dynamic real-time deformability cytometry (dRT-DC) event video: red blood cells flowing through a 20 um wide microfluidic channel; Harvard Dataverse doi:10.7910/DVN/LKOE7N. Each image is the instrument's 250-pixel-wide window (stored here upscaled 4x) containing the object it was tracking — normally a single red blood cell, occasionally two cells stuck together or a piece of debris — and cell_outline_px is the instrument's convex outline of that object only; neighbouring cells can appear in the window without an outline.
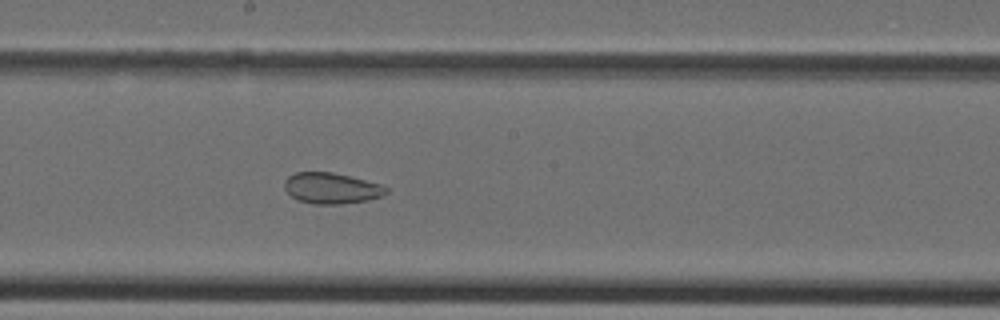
{"species": "Egyptian fruit bat (a non-hibernating species)", "species_latin": "Rousettus aegyptiacus", "temperature_condition": "cold", "stored_images_in_passage": 38, "camera_frame_rate_fps": 3000, "um_per_image_px": 0.085, "animal": {"sex": "female"}, "frame": {"image": 1, "passage_image": 20, "time_ms": 6.333, "image_size_px": [1000, 320], "cell_outline_px": [[388, 192], [384, 196], [368, 200], [340, 204], [312, 204], [300, 200], [292, 196], [284, 188], [284, 180], [288, 176], [296, 172], [332, 172], [380, 184], [388, 188]], "centroid_in_image_um": [28.18, 16.0], "position_along_channel_um": 220.0, "area_um2": 18.26}}
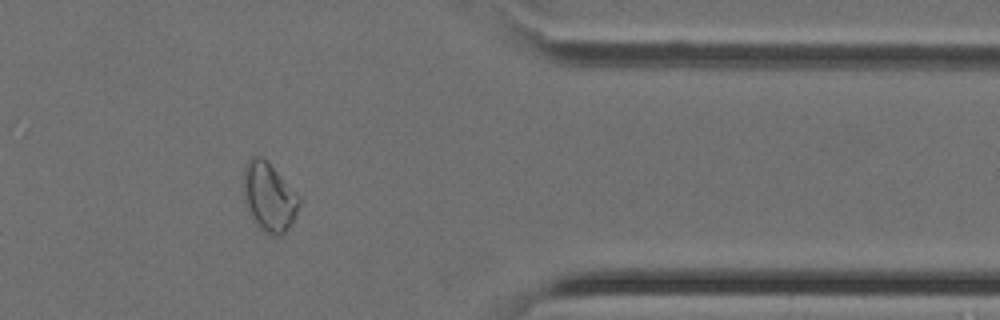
{"frame": {"image": 2, "passage_image": 31, "time_ms": 10.0, "image_size_px": [1000, 320], "cell_outline_px": [[300, 204], [292, 224], [280, 236], [268, 236], [252, 220], [248, 212], [244, 200], [244, 168], [248, 160], [252, 156], [260, 156], [300, 196]], "centroid_in_image_um": [22.86, 16.81], "position_along_channel_um": 388.5, "area_um2": 22.14}}
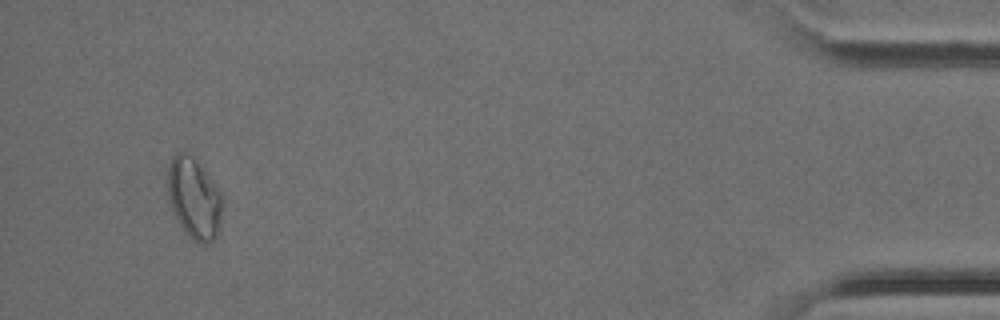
{"frame": {"image": 3, "passage_image": 36, "time_ms": 11.667, "image_size_px": [1000, 320], "cell_outline_px": [[224, 204], [216, 236], [208, 244], [200, 244], [192, 240], [184, 232], [168, 200], [168, 164], [172, 156], [176, 152], [184, 152], [192, 156], [196, 160], [212, 180], [220, 192], [224, 200]], "centroid_in_image_um": [16.5, 16.86], "position_along_channel_um": 418.7, "area_um2": 25.89}}